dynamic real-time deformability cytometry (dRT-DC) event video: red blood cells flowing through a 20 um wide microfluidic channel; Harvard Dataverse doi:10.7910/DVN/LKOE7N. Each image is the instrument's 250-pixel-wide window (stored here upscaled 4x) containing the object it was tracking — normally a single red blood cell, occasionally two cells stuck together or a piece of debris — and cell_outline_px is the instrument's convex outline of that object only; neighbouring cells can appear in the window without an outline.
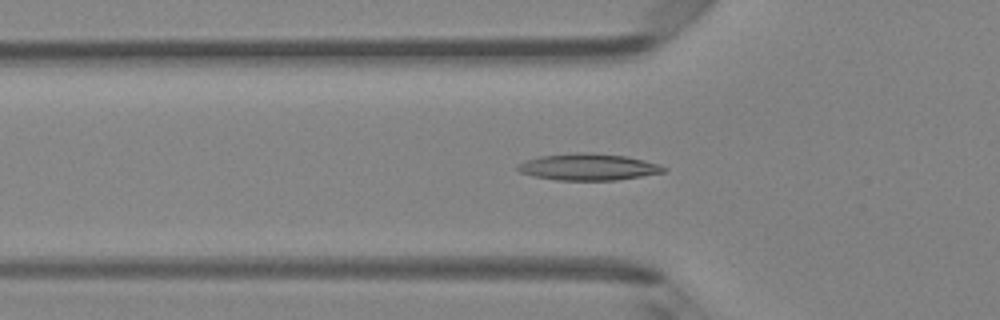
{"species": "Egyptian fruit bat (a non-hibernating species)", "species_latin": "Rousettus aegyptiacus", "temperature_condition": "room temperature", "stored_images_in_passage": 46, "camera_frame_rate_fps": 3000, "um_per_image_px": 0.085, "animal": {"sex": "female"}, "frame": {"image": 1, "passage_image": 15, "time_ms": 4.667, "image_size_px": [1000, 320], "cell_outline_px": [[668, 168], [664, 172], [616, 180], [556, 180], [532, 176], [520, 172], [516, 168], [524, 160], [540, 156], [576, 152], [592, 152], [624, 156], [644, 160], [660, 164]], "centroid_in_image_um": [49.99, 14.18], "position_along_channel_um": 75.8, "area_um2": 22.72}}
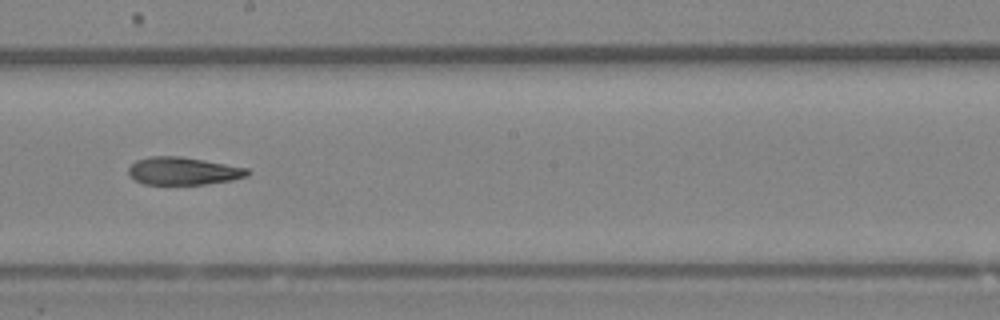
{"frame": {"image": 2, "passage_image": 26, "time_ms": 8.333, "image_size_px": [1000, 320], "cell_outline_px": [[252, 172], [248, 176], [232, 180], [204, 184], [144, 184], [128, 176], [128, 168], [136, 160], [148, 156], [180, 156], [204, 160], [248, 168]], "centroid_in_image_um": [15.57, 14.53], "position_along_channel_um": 232.6, "area_um2": 19.31}}
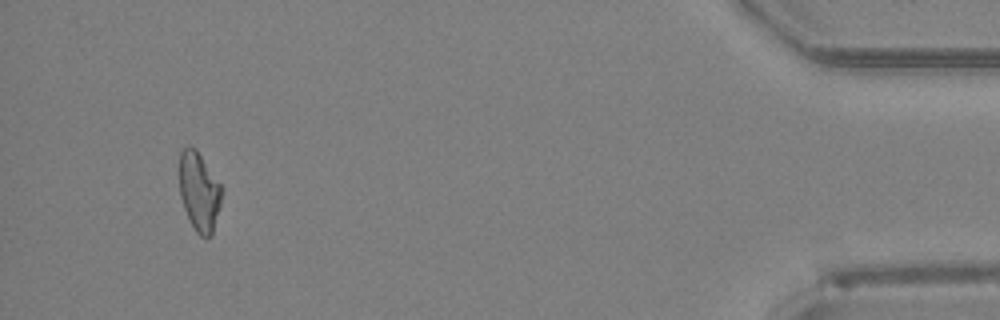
{"frame": {"image": 3, "passage_image": 44, "time_ms": 14.333, "image_size_px": [1000, 320], "cell_outline_px": [[220, 204], [212, 236], [200, 236], [196, 232], [184, 208], [180, 196], [180, 152], [184, 148], [196, 148], [220, 184]], "centroid_in_image_um": [16.92, 16.3], "position_along_channel_um": 418.3, "area_um2": 18.9}, "authors_computed_cell_mechanics": {"area_um2": 20.1144, "velocity_mm_per_s": 4.2748, "shape_relaxation_time_tau1_ms": null, "shape_relaxation_time_tau2_ms": 4.3629, "deformation_change_tau1": null, "deformation_change_tau2": 0.1398}}